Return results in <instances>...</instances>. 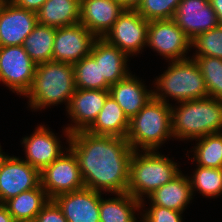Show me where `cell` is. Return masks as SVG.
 Wrapping results in <instances>:
<instances>
[{"mask_svg": "<svg viewBox=\"0 0 222 222\" xmlns=\"http://www.w3.org/2000/svg\"><path fill=\"white\" fill-rule=\"evenodd\" d=\"M41 184L40 171L24 159L8 156L0 171V203Z\"/></svg>", "mask_w": 222, "mask_h": 222, "instance_id": "4fadbf2b", "label": "cell"}, {"mask_svg": "<svg viewBox=\"0 0 222 222\" xmlns=\"http://www.w3.org/2000/svg\"><path fill=\"white\" fill-rule=\"evenodd\" d=\"M0 222H15L4 204L0 203Z\"/></svg>", "mask_w": 222, "mask_h": 222, "instance_id": "74e56055", "label": "cell"}, {"mask_svg": "<svg viewBox=\"0 0 222 222\" xmlns=\"http://www.w3.org/2000/svg\"><path fill=\"white\" fill-rule=\"evenodd\" d=\"M102 192L83 188L64 193L53 200L68 222H100V200Z\"/></svg>", "mask_w": 222, "mask_h": 222, "instance_id": "2e32d148", "label": "cell"}, {"mask_svg": "<svg viewBox=\"0 0 222 222\" xmlns=\"http://www.w3.org/2000/svg\"><path fill=\"white\" fill-rule=\"evenodd\" d=\"M76 89L109 90L110 84L101 78L99 62L88 55L74 64Z\"/></svg>", "mask_w": 222, "mask_h": 222, "instance_id": "4316f807", "label": "cell"}, {"mask_svg": "<svg viewBox=\"0 0 222 222\" xmlns=\"http://www.w3.org/2000/svg\"><path fill=\"white\" fill-rule=\"evenodd\" d=\"M147 198L150 199L152 205L183 212L193 198L189 176L183 175L181 171L170 182L156 189Z\"/></svg>", "mask_w": 222, "mask_h": 222, "instance_id": "44dd1931", "label": "cell"}, {"mask_svg": "<svg viewBox=\"0 0 222 222\" xmlns=\"http://www.w3.org/2000/svg\"><path fill=\"white\" fill-rule=\"evenodd\" d=\"M173 137L171 104L152 97L129 121L126 136L134 151H157L166 140Z\"/></svg>", "mask_w": 222, "mask_h": 222, "instance_id": "277c9868", "label": "cell"}, {"mask_svg": "<svg viewBox=\"0 0 222 222\" xmlns=\"http://www.w3.org/2000/svg\"><path fill=\"white\" fill-rule=\"evenodd\" d=\"M171 105L173 138L192 139L222 132V100L207 97Z\"/></svg>", "mask_w": 222, "mask_h": 222, "instance_id": "3957f363", "label": "cell"}, {"mask_svg": "<svg viewBox=\"0 0 222 222\" xmlns=\"http://www.w3.org/2000/svg\"><path fill=\"white\" fill-rule=\"evenodd\" d=\"M193 159L198 166L222 168V133H213L198 138Z\"/></svg>", "mask_w": 222, "mask_h": 222, "instance_id": "83f0119b", "label": "cell"}, {"mask_svg": "<svg viewBox=\"0 0 222 222\" xmlns=\"http://www.w3.org/2000/svg\"><path fill=\"white\" fill-rule=\"evenodd\" d=\"M36 65L23 45L0 47V81L12 92L25 96L32 85Z\"/></svg>", "mask_w": 222, "mask_h": 222, "instance_id": "ba28073f", "label": "cell"}, {"mask_svg": "<svg viewBox=\"0 0 222 222\" xmlns=\"http://www.w3.org/2000/svg\"><path fill=\"white\" fill-rule=\"evenodd\" d=\"M75 91L74 65L49 61L36 65L32 85L25 97L29 98V107L34 110L63 102L68 109Z\"/></svg>", "mask_w": 222, "mask_h": 222, "instance_id": "7a4b0ae2", "label": "cell"}, {"mask_svg": "<svg viewBox=\"0 0 222 222\" xmlns=\"http://www.w3.org/2000/svg\"><path fill=\"white\" fill-rule=\"evenodd\" d=\"M150 208L143 210L141 222H183L182 213L172 209L164 208L158 205H152Z\"/></svg>", "mask_w": 222, "mask_h": 222, "instance_id": "d6a6232c", "label": "cell"}, {"mask_svg": "<svg viewBox=\"0 0 222 222\" xmlns=\"http://www.w3.org/2000/svg\"><path fill=\"white\" fill-rule=\"evenodd\" d=\"M117 197L100 200V222H139L135 211L141 209V201L129 193H117Z\"/></svg>", "mask_w": 222, "mask_h": 222, "instance_id": "d4e9b609", "label": "cell"}, {"mask_svg": "<svg viewBox=\"0 0 222 222\" xmlns=\"http://www.w3.org/2000/svg\"><path fill=\"white\" fill-rule=\"evenodd\" d=\"M65 149L67 153L63 152L40 172L41 187L49 199L85 188L75 154L70 148Z\"/></svg>", "mask_w": 222, "mask_h": 222, "instance_id": "52a82bcc", "label": "cell"}, {"mask_svg": "<svg viewBox=\"0 0 222 222\" xmlns=\"http://www.w3.org/2000/svg\"><path fill=\"white\" fill-rule=\"evenodd\" d=\"M124 9L136 10L142 0H117Z\"/></svg>", "mask_w": 222, "mask_h": 222, "instance_id": "8d00e7d4", "label": "cell"}, {"mask_svg": "<svg viewBox=\"0 0 222 222\" xmlns=\"http://www.w3.org/2000/svg\"><path fill=\"white\" fill-rule=\"evenodd\" d=\"M129 121L122 108L109 95L98 117L86 131L94 135L126 138Z\"/></svg>", "mask_w": 222, "mask_h": 222, "instance_id": "7402d4cb", "label": "cell"}, {"mask_svg": "<svg viewBox=\"0 0 222 222\" xmlns=\"http://www.w3.org/2000/svg\"><path fill=\"white\" fill-rule=\"evenodd\" d=\"M30 137L26 136L22 140L25 148L26 161L40 172L53 161H55L64 151L61 148V141L52 131L43 125L36 127Z\"/></svg>", "mask_w": 222, "mask_h": 222, "instance_id": "e0dca14e", "label": "cell"}, {"mask_svg": "<svg viewBox=\"0 0 222 222\" xmlns=\"http://www.w3.org/2000/svg\"><path fill=\"white\" fill-rule=\"evenodd\" d=\"M109 95V90L76 89L66 110L74 123L64 129L68 141L72 133L87 130L93 124Z\"/></svg>", "mask_w": 222, "mask_h": 222, "instance_id": "5bb4252c", "label": "cell"}, {"mask_svg": "<svg viewBox=\"0 0 222 222\" xmlns=\"http://www.w3.org/2000/svg\"><path fill=\"white\" fill-rule=\"evenodd\" d=\"M1 151L2 150H1V146H0V171L2 169V166H3L4 162L6 161V159L8 157V155H5V153L1 152Z\"/></svg>", "mask_w": 222, "mask_h": 222, "instance_id": "f35d334b", "label": "cell"}, {"mask_svg": "<svg viewBox=\"0 0 222 222\" xmlns=\"http://www.w3.org/2000/svg\"><path fill=\"white\" fill-rule=\"evenodd\" d=\"M38 24L37 13L16 6L10 0L0 4V47L20 46Z\"/></svg>", "mask_w": 222, "mask_h": 222, "instance_id": "7c38bea8", "label": "cell"}, {"mask_svg": "<svg viewBox=\"0 0 222 222\" xmlns=\"http://www.w3.org/2000/svg\"><path fill=\"white\" fill-rule=\"evenodd\" d=\"M81 0H46L36 12L39 24L53 28L76 25L80 21Z\"/></svg>", "mask_w": 222, "mask_h": 222, "instance_id": "603a6c76", "label": "cell"}, {"mask_svg": "<svg viewBox=\"0 0 222 222\" xmlns=\"http://www.w3.org/2000/svg\"><path fill=\"white\" fill-rule=\"evenodd\" d=\"M173 19L190 40L219 25L209 0H181Z\"/></svg>", "mask_w": 222, "mask_h": 222, "instance_id": "9a60e30c", "label": "cell"}, {"mask_svg": "<svg viewBox=\"0 0 222 222\" xmlns=\"http://www.w3.org/2000/svg\"><path fill=\"white\" fill-rule=\"evenodd\" d=\"M190 47L196 48L194 56H210L222 59V26L201 33L191 39Z\"/></svg>", "mask_w": 222, "mask_h": 222, "instance_id": "4dcf8cb0", "label": "cell"}, {"mask_svg": "<svg viewBox=\"0 0 222 222\" xmlns=\"http://www.w3.org/2000/svg\"><path fill=\"white\" fill-rule=\"evenodd\" d=\"M16 6L37 12L41 6L45 3L46 0H10Z\"/></svg>", "mask_w": 222, "mask_h": 222, "instance_id": "e575fe53", "label": "cell"}, {"mask_svg": "<svg viewBox=\"0 0 222 222\" xmlns=\"http://www.w3.org/2000/svg\"><path fill=\"white\" fill-rule=\"evenodd\" d=\"M97 37L78 23L55 31L52 61L75 64L90 55Z\"/></svg>", "mask_w": 222, "mask_h": 222, "instance_id": "8fae6325", "label": "cell"}, {"mask_svg": "<svg viewBox=\"0 0 222 222\" xmlns=\"http://www.w3.org/2000/svg\"><path fill=\"white\" fill-rule=\"evenodd\" d=\"M133 74L110 85L109 94L122 108L124 114L130 120L153 97V90L147 89L145 84Z\"/></svg>", "mask_w": 222, "mask_h": 222, "instance_id": "d6986e66", "label": "cell"}, {"mask_svg": "<svg viewBox=\"0 0 222 222\" xmlns=\"http://www.w3.org/2000/svg\"><path fill=\"white\" fill-rule=\"evenodd\" d=\"M209 1L217 15L219 25L222 26V0H209Z\"/></svg>", "mask_w": 222, "mask_h": 222, "instance_id": "d590c367", "label": "cell"}, {"mask_svg": "<svg viewBox=\"0 0 222 222\" xmlns=\"http://www.w3.org/2000/svg\"><path fill=\"white\" fill-rule=\"evenodd\" d=\"M205 80L208 97L222 100V59L210 56H192Z\"/></svg>", "mask_w": 222, "mask_h": 222, "instance_id": "f1b7e54d", "label": "cell"}, {"mask_svg": "<svg viewBox=\"0 0 222 222\" xmlns=\"http://www.w3.org/2000/svg\"><path fill=\"white\" fill-rule=\"evenodd\" d=\"M90 55L96 62H99L101 78H104L110 85L119 82L130 74L126 64L130 56L103 38H97L94 41Z\"/></svg>", "mask_w": 222, "mask_h": 222, "instance_id": "ffe728a7", "label": "cell"}, {"mask_svg": "<svg viewBox=\"0 0 222 222\" xmlns=\"http://www.w3.org/2000/svg\"><path fill=\"white\" fill-rule=\"evenodd\" d=\"M67 142L78 160L85 188L113 194L127 191L134 150L126 138L83 130L72 133Z\"/></svg>", "mask_w": 222, "mask_h": 222, "instance_id": "6da1fadb", "label": "cell"}, {"mask_svg": "<svg viewBox=\"0 0 222 222\" xmlns=\"http://www.w3.org/2000/svg\"><path fill=\"white\" fill-rule=\"evenodd\" d=\"M181 0H142L136 11L147 21L173 19Z\"/></svg>", "mask_w": 222, "mask_h": 222, "instance_id": "1f68e13d", "label": "cell"}, {"mask_svg": "<svg viewBox=\"0 0 222 222\" xmlns=\"http://www.w3.org/2000/svg\"><path fill=\"white\" fill-rule=\"evenodd\" d=\"M148 26L149 21L136 10L124 9L103 39L128 56H135L147 46Z\"/></svg>", "mask_w": 222, "mask_h": 222, "instance_id": "9c48e42d", "label": "cell"}, {"mask_svg": "<svg viewBox=\"0 0 222 222\" xmlns=\"http://www.w3.org/2000/svg\"><path fill=\"white\" fill-rule=\"evenodd\" d=\"M49 200L40 184L7 200L4 205L15 222H33Z\"/></svg>", "mask_w": 222, "mask_h": 222, "instance_id": "cb8c5ba5", "label": "cell"}, {"mask_svg": "<svg viewBox=\"0 0 222 222\" xmlns=\"http://www.w3.org/2000/svg\"><path fill=\"white\" fill-rule=\"evenodd\" d=\"M190 42L191 40L174 19L149 21L147 45L169 62L189 59L186 54L191 48Z\"/></svg>", "mask_w": 222, "mask_h": 222, "instance_id": "30bf717a", "label": "cell"}, {"mask_svg": "<svg viewBox=\"0 0 222 222\" xmlns=\"http://www.w3.org/2000/svg\"><path fill=\"white\" fill-rule=\"evenodd\" d=\"M133 151L130 160L129 184L127 193L141 201L159 187L170 182L181 170L176 162L156 151L146 150L143 154ZM145 195V196H144Z\"/></svg>", "mask_w": 222, "mask_h": 222, "instance_id": "5b68a950", "label": "cell"}, {"mask_svg": "<svg viewBox=\"0 0 222 222\" xmlns=\"http://www.w3.org/2000/svg\"><path fill=\"white\" fill-rule=\"evenodd\" d=\"M55 31L56 28L38 23L25 38L23 47L36 64L52 61Z\"/></svg>", "mask_w": 222, "mask_h": 222, "instance_id": "484cf974", "label": "cell"}, {"mask_svg": "<svg viewBox=\"0 0 222 222\" xmlns=\"http://www.w3.org/2000/svg\"><path fill=\"white\" fill-rule=\"evenodd\" d=\"M123 11L117 0H81L79 23L97 38H103Z\"/></svg>", "mask_w": 222, "mask_h": 222, "instance_id": "ac0fdd59", "label": "cell"}, {"mask_svg": "<svg viewBox=\"0 0 222 222\" xmlns=\"http://www.w3.org/2000/svg\"><path fill=\"white\" fill-rule=\"evenodd\" d=\"M33 222H68L61 209L53 199H50L38 213Z\"/></svg>", "mask_w": 222, "mask_h": 222, "instance_id": "836d02e7", "label": "cell"}, {"mask_svg": "<svg viewBox=\"0 0 222 222\" xmlns=\"http://www.w3.org/2000/svg\"><path fill=\"white\" fill-rule=\"evenodd\" d=\"M191 182L192 193L197 189L202 196L218 197L222 194V168H208L198 166L189 176Z\"/></svg>", "mask_w": 222, "mask_h": 222, "instance_id": "f546056e", "label": "cell"}, {"mask_svg": "<svg viewBox=\"0 0 222 222\" xmlns=\"http://www.w3.org/2000/svg\"><path fill=\"white\" fill-rule=\"evenodd\" d=\"M170 62L168 69L155 79V99L170 104L166 97H171L179 104L208 97L205 80L194 59Z\"/></svg>", "mask_w": 222, "mask_h": 222, "instance_id": "8992f818", "label": "cell"}]
</instances>
